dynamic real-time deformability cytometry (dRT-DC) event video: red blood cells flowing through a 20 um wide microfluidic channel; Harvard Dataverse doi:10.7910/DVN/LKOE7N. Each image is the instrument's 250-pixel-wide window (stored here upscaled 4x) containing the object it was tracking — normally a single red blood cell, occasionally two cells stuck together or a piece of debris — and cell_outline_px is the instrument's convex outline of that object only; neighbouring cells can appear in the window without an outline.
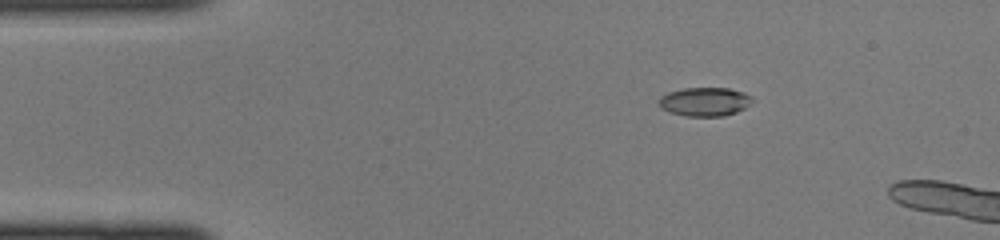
{"species": "common noctule bat (a hibernating species)", "species_latin": "Nyctalus noctula", "temperature_condition": "cold", "stored_images_in_passage": 12, "camera_frame_rate_fps": 3000, "um_per_image_px": 0.085, "animal": {"sex": "female", "body_mass_g": 22.0, "forearm_length_mm": 56.7}, "frame": {"image": 1, "passage_image": 7, "time_ms": 2.0, "image_size_px": [1000, 240], "cell_outline_px": [[752, 100], [744, 108], [736, 112], [724, 116], [684, 116], [668, 112], [660, 108], [656, 104], [656, 100], [660, 96], [668, 92], [684, 88], [728, 88], [744, 92], [752, 96]], "centroid_in_image_um": [59.82, 8.65], "position_along_channel_um": 25.2, "area_um2": 15.9}}